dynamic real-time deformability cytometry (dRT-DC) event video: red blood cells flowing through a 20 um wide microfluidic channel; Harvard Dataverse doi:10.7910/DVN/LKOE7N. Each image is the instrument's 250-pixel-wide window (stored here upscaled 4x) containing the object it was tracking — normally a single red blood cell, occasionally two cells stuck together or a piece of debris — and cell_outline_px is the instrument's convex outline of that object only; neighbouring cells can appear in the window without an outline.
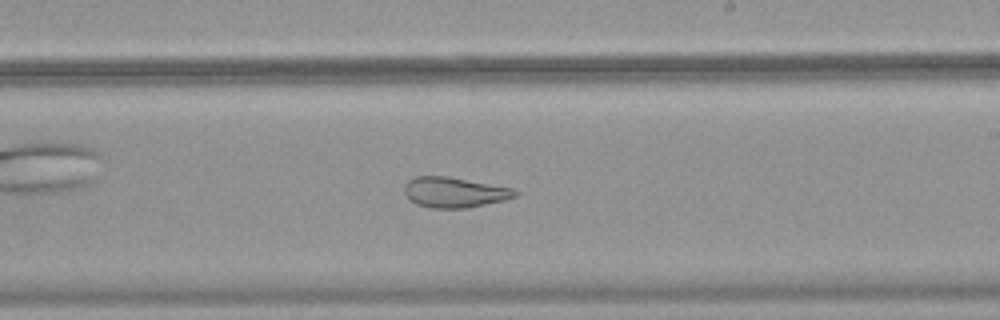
{"species": "common noctule bat (a hibernating species)", "species_latin": "Nyctalus noctula", "temperature_condition": "warm", "stored_images_in_passage": 51, "segment_of_instrument_passage": [1, 2], "camera_frame_rate_fps": 3000, "um_per_image_px": 0.085, "animal": {"sex": "female", "body_mass_g": 18.4}, "frame": {"image": 1, "passage_image": 30, "time_ms": 9.667, "image_size_px": [1000, 320], "cell_outline_px": [[520, 192], [516, 196], [504, 200], [468, 208], [428, 208], [416, 204], [404, 192], [404, 184], [408, 180], [416, 176], [448, 176], [512, 188]], "centroid_in_image_um": [38.62, 16.35], "position_along_channel_um": 250.4, "area_um2": 19.59}}